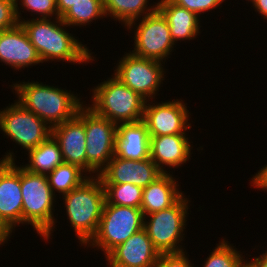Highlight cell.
Here are the masks:
<instances>
[{"label":"cell","mask_w":267,"mask_h":267,"mask_svg":"<svg viewBox=\"0 0 267 267\" xmlns=\"http://www.w3.org/2000/svg\"><path fill=\"white\" fill-rule=\"evenodd\" d=\"M88 177L89 175L79 166L65 162L47 175L49 185L53 193H56V196L59 195L57 196L59 199L62 195L79 186Z\"/></svg>","instance_id":"cell-25"},{"label":"cell","mask_w":267,"mask_h":267,"mask_svg":"<svg viewBox=\"0 0 267 267\" xmlns=\"http://www.w3.org/2000/svg\"><path fill=\"white\" fill-rule=\"evenodd\" d=\"M114 156L130 160L150 158V136L143 121L117 124Z\"/></svg>","instance_id":"cell-19"},{"label":"cell","mask_w":267,"mask_h":267,"mask_svg":"<svg viewBox=\"0 0 267 267\" xmlns=\"http://www.w3.org/2000/svg\"><path fill=\"white\" fill-rule=\"evenodd\" d=\"M52 136L59 143L65 163L79 166L86 172V135L84 122L75 115L52 127Z\"/></svg>","instance_id":"cell-18"},{"label":"cell","mask_w":267,"mask_h":267,"mask_svg":"<svg viewBox=\"0 0 267 267\" xmlns=\"http://www.w3.org/2000/svg\"><path fill=\"white\" fill-rule=\"evenodd\" d=\"M24 154L28 155V163L24 164L23 162L21 166L34 174L48 175L64 162L59 143L52 135L46 141Z\"/></svg>","instance_id":"cell-22"},{"label":"cell","mask_w":267,"mask_h":267,"mask_svg":"<svg viewBox=\"0 0 267 267\" xmlns=\"http://www.w3.org/2000/svg\"><path fill=\"white\" fill-rule=\"evenodd\" d=\"M21 9H23V11ZM15 11L18 22L24 20L22 14L24 12L27 13V11L30 12L32 16L31 19L59 18L56 0H15ZM35 15L38 16L36 17Z\"/></svg>","instance_id":"cell-28"},{"label":"cell","mask_w":267,"mask_h":267,"mask_svg":"<svg viewBox=\"0 0 267 267\" xmlns=\"http://www.w3.org/2000/svg\"><path fill=\"white\" fill-rule=\"evenodd\" d=\"M162 174L151 158L130 160L113 156L98 176L103 184L130 183L145 188Z\"/></svg>","instance_id":"cell-14"},{"label":"cell","mask_w":267,"mask_h":267,"mask_svg":"<svg viewBox=\"0 0 267 267\" xmlns=\"http://www.w3.org/2000/svg\"><path fill=\"white\" fill-rule=\"evenodd\" d=\"M83 122L86 135V173L98 175L113 158L117 124L98 116L86 103L76 114Z\"/></svg>","instance_id":"cell-8"},{"label":"cell","mask_w":267,"mask_h":267,"mask_svg":"<svg viewBox=\"0 0 267 267\" xmlns=\"http://www.w3.org/2000/svg\"><path fill=\"white\" fill-rule=\"evenodd\" d=\"M117 62L113 74L127 87L146 101L160 95L159 89L166 78L167 69L164 63L135 56L130 51L125 52Z\"/></svg>","instance_id":"cell-11"},{"label":"cell","mask_w":267,"mask_h":267,"mask_svg":"<svg viewBox=\"0 0 267 267\" xmlns=\"http://www.w3.org/2000/svg\"><path fill=\"white\" fill-rule=\"evenodd\" d=\"M247 265L249 267H267V250L259 256H253L252 259L248 257Z\"/></svg>","instance_id":"cell-34"},{"label":"cell","mask_w":267,"mask_h":267,"mask_svg":"<svg viewBox=\"0 0 267 267\" xmlns=\"http://www.w3.org/2000/svg\"><path fill=\"white\" fill-rule=\"evenodd\" d=\"M187 197L184 194L170 208L144 216L143 228L160 254L180 253L185 250L182 244L186 240V222L192 202Z\"/></svg>","instance_id":"cell-6"},{"label":"cell","mask_w":267,"mask_h":267,"mask_svg":"<svg viewBox=\"0 0 267 267\" xmlns=\"http://www.w3.org/2000/svg\"><path fill=\"white\" fill-rule=\"evenodd\" d=\"M254 188L260 189L262 191H267V164L262 166V168L255 173L251 181L249 182Z\"/></svg>","instance_id":"cell-32"},{"label":"cell","mask_w":267,"mask_h":267,"mask_svg":"<svg viewBox=\"0 0 267 267\" xmlns=\"http://www.w3.org/2000/svg\"><path fill=\"white\" fill-rule=\"evenodd\" d=\"M8 151L0 159V218L14 232L17 226H23V197L20 165H16L13 150Z\"/></svg>","instance_id":"cell-13"},{"label":"cell","mask_w":267,"mask_h":267,"mask_svg":"<svg viewBox=\"0 0 267 267\" xmlns=\"http://www.w3.org/2000/svg\"><path fill=\"white\" fill-rule=\"evenodd\" d=\"M21 70L42 64V61L20 23L0 32V63Z\"/></svg>","instance_id":"cell-17"},{"label":"cell","mask_w":267,"mask_h":267,"mask_svg":"<svg viewBox=\"0 0 267 267\" xmlns=\"http://www.w3.org/2000/svg\"><path fill=\"white\" fill-rule=\"evenodd\" d=\"M222 238L205 258L203 267H244L247 264L245 254L237 250L236 245L230 244L228 239Z\"/></svg>","instance_id":"cell-26"},{"label":"cell","mask_w":267,"mask_h":267,"mask_svg":"<svg viewBox=\"0 0 267 267\" xmlns=\"http://www.w3.org/2000/svg\"><path fill=\"white\" fill-rule=\"evenodd\" d=\"M159 256L143 228L114 248L105 259L109 267H153Z\"/></svg>","instance_id":"cell-16"},{"label":"cell","mask_w":267,"mask_h":267,"mask_svg":"<svg viewBox=\"0 0 267 267\" xmlns=\"http://www.w3.org/2000/svg\"><path fill=\"white\" fill-rule=\"evenodd\" d=\"M20 184L23 197V225H31L37 236L42 237L45 243L52 239L57 226L54 214L57 203L47 175L28 172L20 164ZM55 217V218H54ZM51 237V238H50Z\"/></svg>","instance_id":"cell-4"},{"label":"cell","mask_w":267,"mask_h":267,"mask_svg":"<svg viewBox=\"0 0 267 267\" xmlns=\"http://www.w3.org/2000/svg\"><path fill=\"white\" fill-rule=\"evenodd\" d=\"M13 232L0 218V247L1 245L4 246V244H7L8 241L12 236Z\"/></svg>","instance_id":"cell-33"},{"label":"cell","mask_w":267,"mask_h":267,"mask_svg":"<svg viewBox=\"0 0 267 267\" xmlns=\"http://www.w3.org/2000/svg\"><path fill=\"white\" fill-rule=\"evenodd\" d=\"M187 105L184 99L159 103L155 100L146 101L142 121L147 125L149 136L188 134L192 128L189 118L192 113Z\"/></svg>","instance_id":"cell-12"},{"label":"cell","mask_w":267,"mask_h":267,"mask_svg":"<svg viewBox=\"0 0 267 267\" xmlns=\"http://www.w3.org/2000/svg\"><path fill=\"white\" fill-rule=\"evenodd\" d=\"M143 226L144 216L140 208L113 205L105 201L97 233L84 248H97L106 257Z\"/></svg>","instance_id":"cell-7"},{"label":"cell","mask_w":267,"mask_h":267,"mask_svg":"<svg viewBox=\"0 0 267 267\" xmlns=\"http://www.w3.org/2000/svg\"><path fill=\"white\" fill-rule=\"evenodd\" d=\"M103 18H106L103 0H77L61 17L62 21L71 28L84 26L87 28L86 25L93 22L96 24L97 19L105 20Z\"/></svg>","instance_id":"cell-24"},{"label":"cell","mask_w":267,"mask_h":267,"mask_svg":"<svg viewBox=\"0 0 267 267\" xmlns=\"http://www.w3.org/2000/svg\"><path fill=\"white\" fill-rule=\"evenodd\" d=\"M138 22V23H137ZM126 29L133 33L135 56L160 61L165 64L171 58L174 48L169 25L163 15L156 9L153 13L131 22ZM134 30V31H133ZM133 31V32H132Z\"/></svg>","instance_id":"cell-9"},{"label":"cell","mask_w":267,"mask_h":267,"mask_svg":"<svg viewBox=\"0 0 267 267\" xmlns=\"http://www.w3.org/2000/svg\"><path fill=\"white\" fill-rule=\"evenodd\" d=\"M157 10L166 19L170 35L175 43L194 40L201 34L202 18L171 0H158ZM198 35V36H197Z\"/></svg>","instance_id":"cell-20"},{"label":"cell","mask_w":267,"mask_h":267,"mask_svg":"<svg viewBox=\"0 0 267 267\" xmlns=\"http://www.w3.org/2000/svg\"><path fill=\"white\" fill-rule=\"evenodd\" d=\"M91 88V105L86 104L98 116L120 123H135L143 120L146 100L127 87L114 74Z\"/></svg>","instance_id":"cell-5"},{"label":"cell","mask_w":267,"mask_h":267,"mask_svg":"<svg viewBox=\"0 0 267 267\" xmlns=\"http://www.w3.org/2000/svg\"><path fill=\"white\" fill-rule=\"evenodd\" d=\"M186 252L160 254L158 261L153 267H194Z\"/></svg>","instance_id":"cell-30"},{"label":"cell","mask_w":267,"mask_h":267,"mask_svg":"<svg viewBox=\"0 0 267 267\" xmlns=\"http://www.w3.org/2000/svg\"><path fill=\"white\" fill-rule=\"evenodd\" d=\"M150 0H103L106 18L118 21L124 28L131 22L153 13L157 9V2ZM152 1V0H151ZM149 5V6H148Z\"/></svg>","instance_id":"cell-23"},{"label":"cell","mask_w":267,"mask_h":267,"mask_svg":"<svg viewBox=\"0 0 267 267\" xmlns=\"http://www.w3.org/2000/svg\"><path fill=\"white\" fill-rule=\"evenodd\" d=\"M13 103L0 110V132L19 145L20 150L28 152L46 141L52 135V128L17 100Z\"/></svg>","instance_id":"cell-10"},{"label":"cell","mask_w":267,"mask_h":267,"mask_svg":"<svg viewBox=\"0 0 267 267\" xmlns=\"http://www.w3.org/2000/svg\"><path fill=\"white\" fill-rule=\"evenodd\" d=\"M105 201L108 204L140 208L142 203L143 188L126 184H103Z\"/></svg>","instance_id":"cell-27"},{"label":"cell","mask_w":267,"mask_h":267,"mask_svg":"<svg viewBox=\"0 0 267 267\" xmlns=\"http://www.w3.org/2000/svg\"><path fill=\"white\" fill-rule=\"evenodd\" d=\"M18 81L9 85L16 100L28 111L33 112L51 128L72 119L78 110L88 103L82 100V95L62 87L51 86L46 82L35 80ZM18 98V99H17Z\"/></svg>","instance_id":"cell-2"},{"label":"cell","mask_w":267,"mask_h":267,"mask_svg":"<svg viewBox=\"0 0 267 267\" xmlns=\"http://www.w3.org/2000/svg\"><path fill=\"white\" fill-rule=\"evenodd\" d=\"M15 0H0V32L18 24Z\"/></svg>","instance_id":"cell-31"},{"label":"cell","mask_w":267,"mask_h":267,"mask_svg":"<svg viewBox=\"0 0 267 267\" xmlns=\"http://www.w3.org/2000/svg\"><path fill=\"white\" fill-rule=\"evenodd\" d=\"M19 23L35 47L42 64L62 61V64L67 62L71 65L72 63L86 65L97 61L94 52H91L87 44H82L80 38L70 33V27L61 18L52 20V18L30 17Z\"/></svg>","instance_id":"cell-1"},{"label":"cell","mask_w":267,"mask_h":267,"mask_svg":"<svg viewBox=\"0 0 267 267\" xmlns=\"http://www.w3.org/2000/svg\"><path fill=\"white\" fill-rule=\"evenodd\" d=\"M251 4L254 11L258 12L259 16L263 17L262 19L267 20V0H254Z\"/></svg>","instance_id":"cell-35"},{"label":"cell","mask_w":267,"mask_h":267,"mask_svg":"<svg viewBox=\"0 0 267 267\" xmlns=\"http://www.w3.org/2000/svg\"><path fill=\"white\" fill-rule=\"evenodd\" d=\"M178 179L173 173H163L155 181L143 188L140 209L143 216L158 212L174 205L185 193L180 190Z\"/></svg>","instance_id":"cell-21"},{"label":"cell","mask_w":267,"mask_h":267,"mask_svg":"<svg viewBox=\"0 0 267 267\" xmlns=\"http://www.w3.org/2000/svg\"><path fill=\"white\" fill-rule=\"evenodd\" d=\"M188 135L150 136V158L163 173H173L175 168L180 167L181 169L184 164H187V161L191 160L193 154L191 150H194V145L191 144L193 142L190 141Z\"/></svg>","instance_id":"cell-15"},{"label":"cell","mask_w":267,"mask_h":267,"mask_svg":"<svg viewBox=\"0 0 267 267\" xmlns=\"http://www.w3.org/2000/svg\"><path fill=\"white\" fill-rule=\"evenodd\" d=\"M67 223L84 247L97 233L105 204V190L99 176H89L79 186L62 195Z\"/></svg>","instance_id":"cell-3"},{"label":"cell","mask_w":267,"mask_h":267,"mask_svg":"<svg viewBox=\"0 0 267 267\" xmlns=\"http://www.w3.org/2000/svg\"><path fill=\"white\" fill-rule=\"evenodd\" d=\"M77 0H56L59 18H61Z\"/></svg>","instance_id":"cell-36"},{"label":"cell","mask_w":267,"mask_h":267,"mask_svg":"<svg viewBox=\"0 0 267 267\" xmlns=\"http://www.w3.org/2000/svg\"><path fill=\"white\" fill-rule=\"evenodd\" d=\"M173 3L186 8L190 12L195 13L197 16L204 15L205 12H211L220 6L225 0H171Z\"/></svg>","instance_id":"cell-29"}]
</instances>
